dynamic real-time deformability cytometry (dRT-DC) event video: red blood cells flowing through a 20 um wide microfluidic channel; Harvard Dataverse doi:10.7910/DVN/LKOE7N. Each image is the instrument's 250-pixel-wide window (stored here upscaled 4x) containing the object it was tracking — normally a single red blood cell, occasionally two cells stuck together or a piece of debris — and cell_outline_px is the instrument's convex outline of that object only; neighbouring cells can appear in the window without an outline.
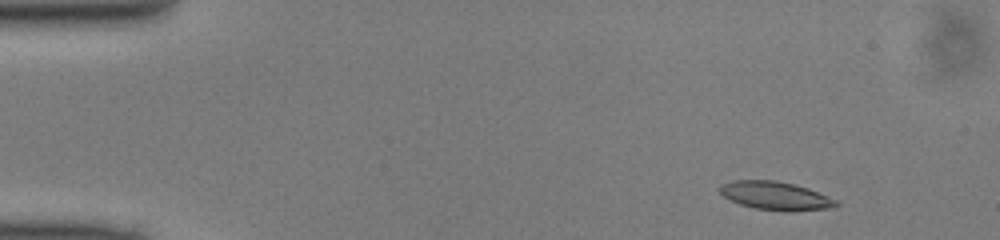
{"species": "common noctule bat (a hibernating species)", "species_latin": "Nyctalus noctula", "temperature_condition": "cold", "stored_images_in_passage": 46, "camera_frame_rate_fps": 3000, "um_per_image_px": 0.085, "animal": {"sex": "male", "body_mass_g": 13.0, "forearm_length_mm": 53.1}, "frame": {"image": 1, "passage_image": 3, "time_ms": 0.667, "image_size_px": [1000, 240], "cell_outline_px": [[840, 204], [828, 208], [792, 212], [788, 212], [756, 208], [740, 204], [724, 196], [716, 188], [720, 184], [732, 180], [776, 180], [796, 184], [808, 188], [836, 200]], "centroid_in_image_um": [65.89, 16.63], "position_along_channel_um": 19.1, "area_um2": 19.31}}
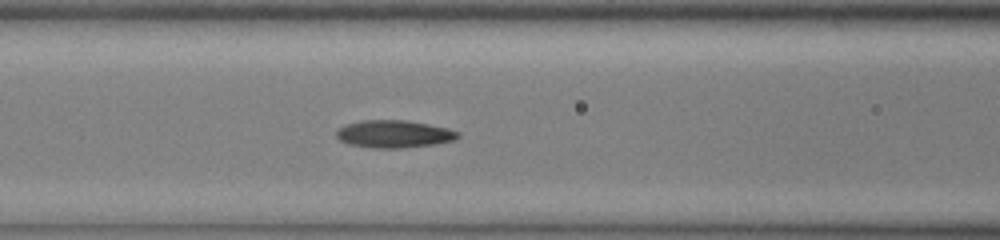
{"frame": {"image": 2, "passage_image": 18, "time_ms": 5.667, "image_size_px": [1000, 240], "cell_outline_px": [[460, 136], [456, 140], [436, 144], [404, 148], [372, 148], [348, 144], [340, 140], [336, 136], [336, 128], [344, 124], [360, 120], [408, 120], [448, 128], [460, 132]], "centroid_in_image_um": [33.48, 11.39], "position_along_channel_um": 133.1, "area_um2": 19.88}}
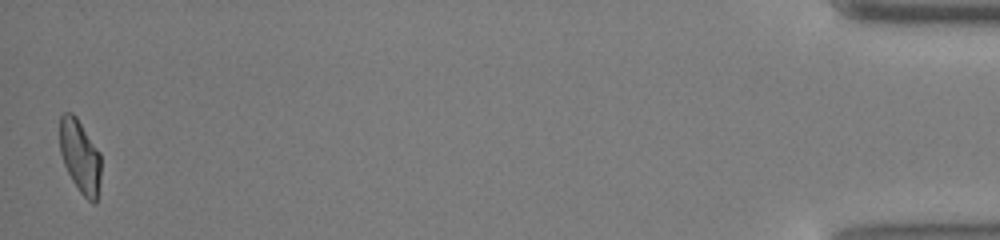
{"frame": {"image": 3, "passage_image": 46, "time_ms": 15.0, "image_size_px": [1000, 240], "cell_outline_px": [[100, 180], [96, 204], [92, 204], [80, 192], [72, 180], [64, 164], [60, 152], [60, 116], [64, 112], [72, 112], [76, 116], [100, 152]], "centroid_in_image_um": [6.81, 13.29], "position_along_channel_um": 428.4, "area_um2": 17.57}}